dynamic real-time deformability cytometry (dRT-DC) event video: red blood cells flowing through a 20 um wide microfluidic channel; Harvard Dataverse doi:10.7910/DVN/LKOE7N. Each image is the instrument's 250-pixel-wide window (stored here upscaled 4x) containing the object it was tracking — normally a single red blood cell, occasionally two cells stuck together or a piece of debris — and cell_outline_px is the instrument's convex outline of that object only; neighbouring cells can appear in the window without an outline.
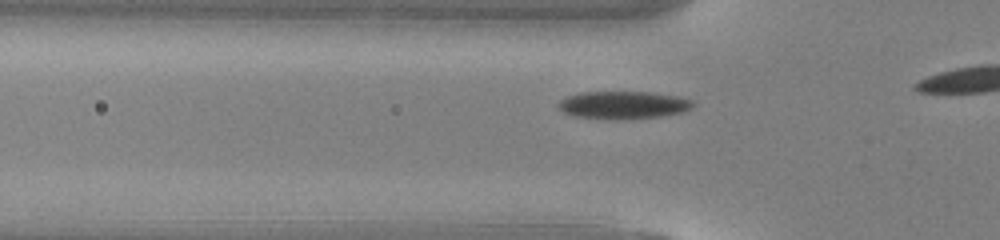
{"species": "common noctule bat (a hibernating species)", "species_latin": "Nyctalus noctula", "temperature_condition": "warm", "stored_images_in_passage": 26, "camera_frame_rate_fps": 3000, "um_per_image_px": 0.085, "animal": {"sex": "male", "body_mass_g": 13.0, "forearm_length_mm": 53.1}, "frame": {"image": 1, "passage_image": 12, "time_ms": 3.667, "image_size_px": [1000, 240], "cell_outline_px": [[696, 104], [692, 108], [680, 112], [660, 116], [616, 120], [612, 120], [572, 116], [564, 112], [556, 104], [560, 100], [568, 96], [580, 92], [652, 92], [680, 96], [692, 100]], "centroid_in_image_um": [52.98, 8.92], "position_along_channel_um": 72.8, "area_um2": 21.91}}
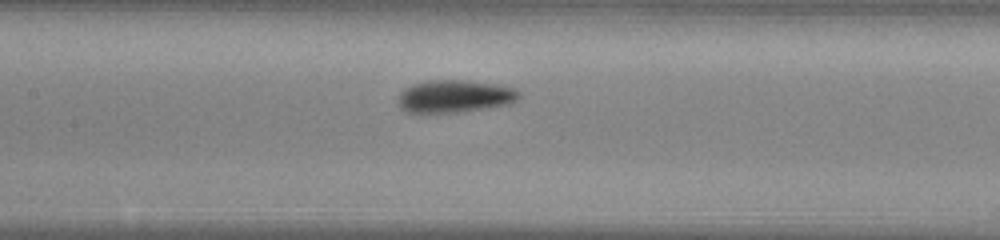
{"frame": {"image": 2, "passage_image": 19, "time_ms": 6.0, "image_size_px": [1000, 240], "cell_outline_px": [[520, 96], [516, 100], [508, 104], [488, 108], [460, 112], [408, 112], [400, 108], [400, 92], [404, 88], [412, 84], [428, 80], [468, 80], [496, 84], [516, 88], [520, 92]], "centroid_in_image_um": [38.68, 8.17], "position_along_channel_um": 168.7, "area_um2": 22.95}}
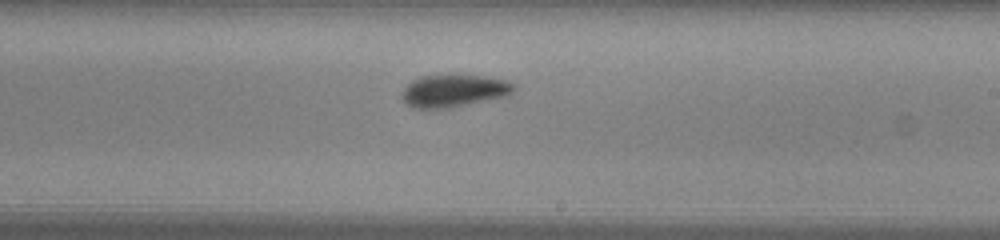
{"frame": {"image": 3, "passage_image": 25, "time_ms": 8.0, "image_size_px": [1000, 240], "cell_outline_px": [[516, 88], [508, 96], [448, 108], [412, 108], [404, 104], [400, 96], [404, 88], [412, 80], [420, 76], [448, 72], [488, 76], [508, 80], [516, 84]], "centroid_in_image_um": [38.58, 7.67], "position_along_channel_um": 250.4, "area_um2": 22.25}}